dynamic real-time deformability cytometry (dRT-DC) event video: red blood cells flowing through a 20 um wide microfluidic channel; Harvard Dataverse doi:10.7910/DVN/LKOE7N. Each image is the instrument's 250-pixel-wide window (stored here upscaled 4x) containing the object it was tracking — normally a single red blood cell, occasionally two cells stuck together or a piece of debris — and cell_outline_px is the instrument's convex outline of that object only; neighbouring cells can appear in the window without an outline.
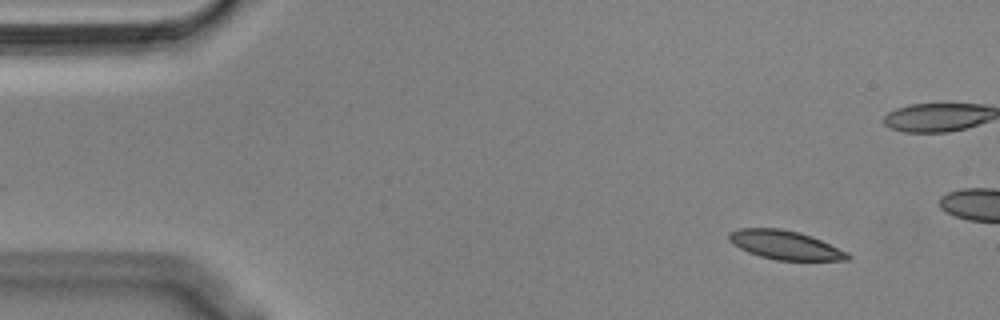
{"species": "Egyptian fruit bat (a non-hibernating species)", "species_latin": "Rousettus aegyptiacus", "temperature_condition": "cold", "stored_images_in_passage": 11, "camera_frame_rate_fps": 3000, "um_per_image_px": 0.085, "animal": {"sex": "male"}, "frame": {"image": 1, "passage_image": 1, "time_ms": 0.0, "image_size_px": [1000, 320], "cell_outline_px": [[852, 256], [848, 260], [776, 260], [760, 256], [748, 252], [732, 244], [728, 240], [728, 232], [740, 228], [780, 228], [800, 232], [812, 236], [848, 252]], "centroid_in_image_um": [66.72, 20.82], "position_along_channel_um": 18.3, "area_um2": 20.06}}